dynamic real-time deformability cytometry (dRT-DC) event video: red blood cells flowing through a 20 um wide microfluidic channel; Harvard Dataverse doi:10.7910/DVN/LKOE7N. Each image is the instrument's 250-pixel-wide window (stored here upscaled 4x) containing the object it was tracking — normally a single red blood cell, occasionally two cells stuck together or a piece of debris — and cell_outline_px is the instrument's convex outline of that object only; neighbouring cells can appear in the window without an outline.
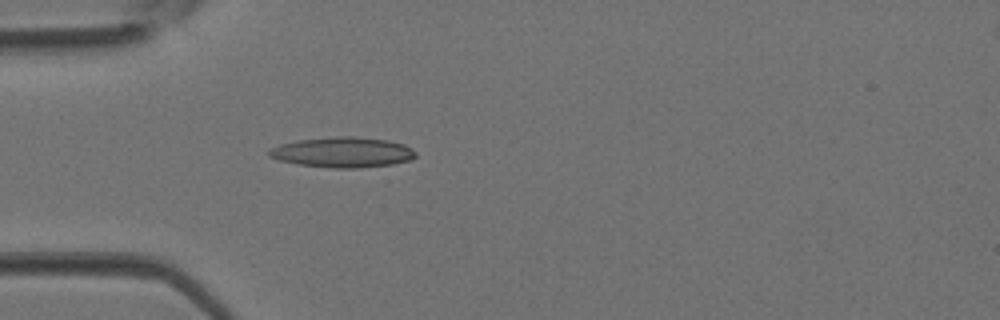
{"species": "Egyptian fruit bat (a non-hibernating species)", "species_latin": "Rousettus aegyptiacus", "temperature_condition": "room temperature", "stored_images_in_passage": 2, "camera_frame_rate_fps": 3000, "um_per_image_px": 0.085, "animal": {"sex": "female"}, "frame": {"image": 1, "passage_image": 2, "time_ms": 0.333, "image_size_px": [1000, 320], "cell_outline_px": [[416, 156], [408, 160], [392, 164], [360, 168], [332, 168], [296, 164], [280, 160], [268, 156], [268, 152], [272, 148], [280, 144], [296, 140], [336, 136], [352, 136], [388, 140], [404, 144], [412, 148], [416, 152]], "centroid_in_image_um": [29.12, 12.94], "position_along_channel_um": 55.9, "area_um2": 25.95}}